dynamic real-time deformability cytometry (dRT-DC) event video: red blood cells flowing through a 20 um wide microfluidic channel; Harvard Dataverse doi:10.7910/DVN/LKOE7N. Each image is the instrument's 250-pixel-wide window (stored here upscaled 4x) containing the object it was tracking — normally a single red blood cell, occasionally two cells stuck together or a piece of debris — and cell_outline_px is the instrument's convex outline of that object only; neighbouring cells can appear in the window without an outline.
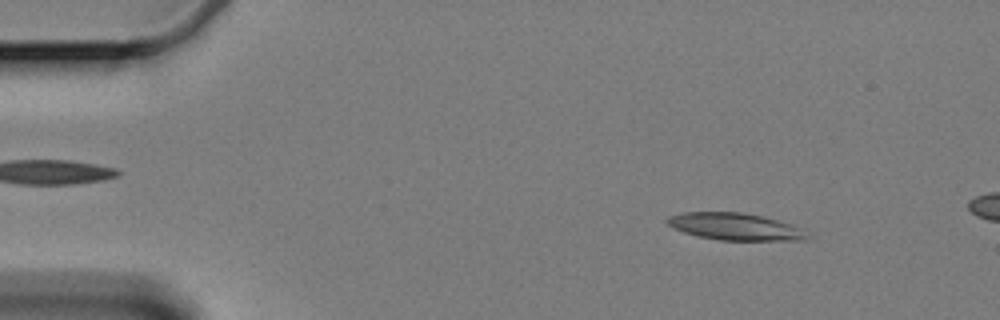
{"species": "Egyptian fruit bat (a non-hibernating species)", "species_latin": "Rousettus aegyptiacus", "temperature_condition": "cold", "stored_images_in_passage": 11, "camera_frame_rate_fps": 3000, "um_per_image_px": 0.085, "animal": {"sex": "female"}, "frame": {"image": 1, "passage_image": 4, "time_ms": 1.0, "image_size_px": [1000, 320], "cell_outline_px": [[808, 236], [804, 240], [720, 240], [700, 236], [684, 232], [668, 224], [664, 220], [668, 216], [684, 212], [744, 212], [792, 224], [800, 228]], "centroid_in_image_um": [62.45, 19.25], "position_along_channel_um": 22.5, "area_um2": 21.73}}